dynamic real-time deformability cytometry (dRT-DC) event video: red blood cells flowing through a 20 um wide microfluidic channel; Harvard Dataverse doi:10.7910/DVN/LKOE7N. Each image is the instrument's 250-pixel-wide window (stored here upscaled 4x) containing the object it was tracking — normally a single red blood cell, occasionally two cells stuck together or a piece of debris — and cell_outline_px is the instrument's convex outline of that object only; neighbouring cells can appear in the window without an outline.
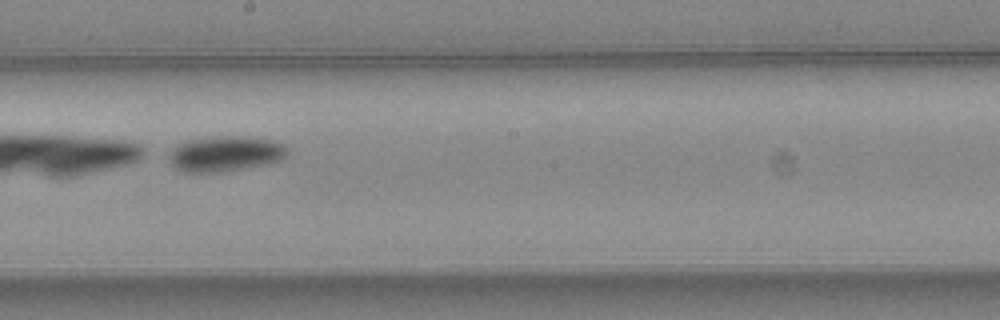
{"species": "common noctule bat (a hibernating species)", "species_latin": "Nyctalus noctula", "temperature_condition": "warm", "stored_images_in_passage": 51, "camera_frame_rate_fps": 3000, "um_per_image_px": 0.085, "animal": {"sex": "female", "body_mass_g": 24.6, "forearm_length_mm": 56.2}, "frame": {"image": 1, "passage_image": 30, "time_ms": 9.667, "image_size_px": [1000, 320], "cell_outline_px": [[288, 156], [284, 160], [224, 172], [184, 172], [176, 168], [168, 160], [168, 156], [172, 148], [188, 140], [228, 136], [244, 136], [272, 140], [284, 144], [288, 152]], "centroid_in_image_um": [19.18, 13.08], "position_along_channel_um": 229.0, "area_um2": 24.39}}
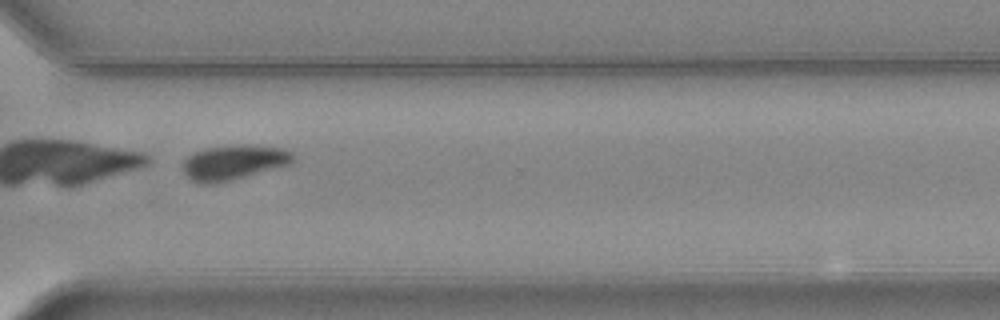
{"frame": {"image": 2, "passage_image": 39, "time_ms": 12.667, "image_size_px": [1000, 320], "cell_outline_px": [[296, 160], [292, 164], [232, 180], [216, 184], [200, 184], [192, 180], [184, 172], [184, 160], [188, 156], [196, 152], [208, 148], [244, 144], [284, 148], [292, 152]], "centroid_in_image_um": [19.93, 13.81], "position_along_channel_um": 350.7, "area_um2": 22.43}}